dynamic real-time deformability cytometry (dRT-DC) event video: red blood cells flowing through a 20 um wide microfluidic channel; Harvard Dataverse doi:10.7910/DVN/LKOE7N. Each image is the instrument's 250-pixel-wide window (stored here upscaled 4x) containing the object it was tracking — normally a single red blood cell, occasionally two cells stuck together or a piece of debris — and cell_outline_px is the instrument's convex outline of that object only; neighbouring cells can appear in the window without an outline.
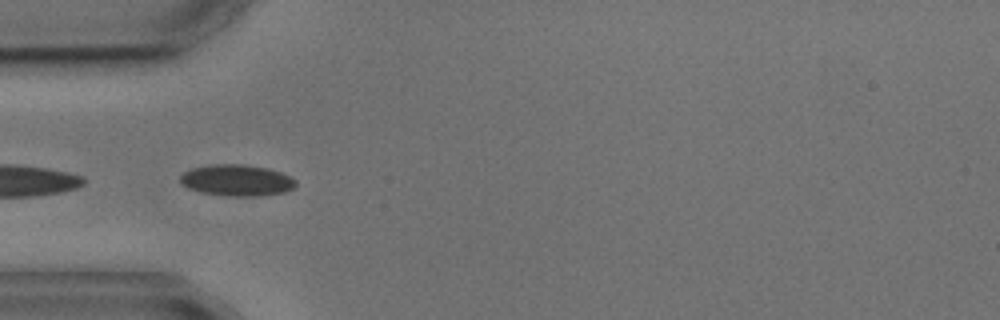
{"species": "common noctule bat (a hibernating species)", "species_latin": "Nyctalus noctula", "temperature_condition": "cold", "stored_images_in_passage": 4, "camera_frame_rate_fps": 3000, "um_per_image_px": 0.085, "animal": {"sex": "male", "body_mass_g": 17.9, "forearm_length_mm": 54.2}, "frame": {"image": 1, "passage_image": 4, "time_ms": 3.333, "image_size_px": [1000, 320], "cell_outline_px": [[296, 184], [292, 188], [284, 192], [260, 196], [232, 196], [200, 192], [188, 188], [180, 184], [180, 176], [184, 172], [192, 168], [212, 164], [244, 164], [268, 168], [280, 172], [296, 180]], "centroid_in_image_um": [20.1, 15.32], "position_along_channel_um": 64.9, "area_um2": 21.1}}